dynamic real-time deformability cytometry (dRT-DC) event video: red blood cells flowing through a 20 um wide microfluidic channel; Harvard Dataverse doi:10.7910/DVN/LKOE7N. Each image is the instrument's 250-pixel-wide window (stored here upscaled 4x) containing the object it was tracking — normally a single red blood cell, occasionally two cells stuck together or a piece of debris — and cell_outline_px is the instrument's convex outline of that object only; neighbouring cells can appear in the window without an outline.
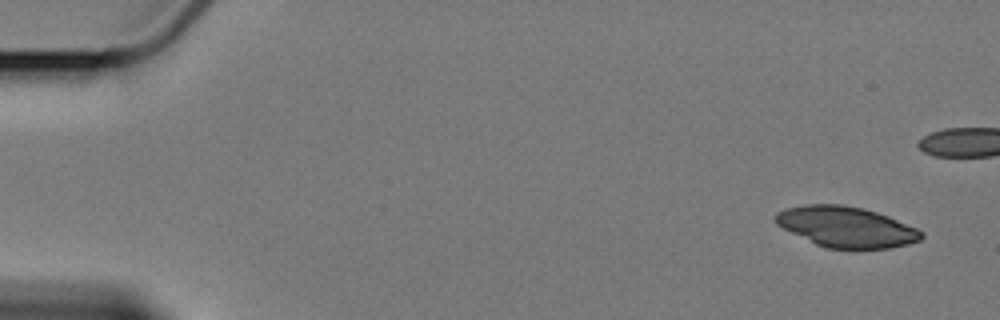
{"species": "Egyptian fruit bat (a non-hibernating species)", "species_latin": "Rousettus aegyptiacus", "temperature_condition": "cold", "stored_images_in_passage": 7, "camera_frame_rate_fps": 3000, "um_per_image_px": 0.085, "animal": {"sex": "female"}, "frame": {"image": 1, "passage_image": 1, "time_ms": 0.0, "image_size_px": [1000, 320], "cell_outline_px": [[924, 236], [920, 240], [908, 244], [888, 248], [828, 248], [816, 244], [776, 224], [776, 212], [784, 208], [804, 204], [844, 204], [864, 208], [888, 216], [916, 228], [924, 232]], "centroid_in_image_um": [71.94, 19.27], "position_along_channel_um": 13.1, "area_um2": 34.28}}
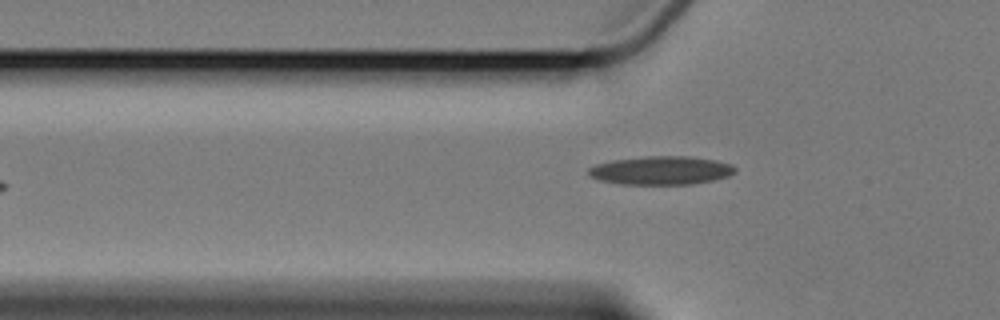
{"frame": {"image": 2, "passage_image": 7, "time_ms": 7.333, "image_size_px": [1000, 320], "cell_outline_px": [[736, 172], [728, 176], [712, 180], [692, 184], [620, 184], [596, 180], [588, 176], [588, 168], [596, 164], [612, 160], [644, 156], [688, 156], [716, 160], [732, 164], [736, 168]], "centroid_in_image_um": [56.16, 14.48], "position_along_channel_um": 69.6, "area_um2": 24.57}}